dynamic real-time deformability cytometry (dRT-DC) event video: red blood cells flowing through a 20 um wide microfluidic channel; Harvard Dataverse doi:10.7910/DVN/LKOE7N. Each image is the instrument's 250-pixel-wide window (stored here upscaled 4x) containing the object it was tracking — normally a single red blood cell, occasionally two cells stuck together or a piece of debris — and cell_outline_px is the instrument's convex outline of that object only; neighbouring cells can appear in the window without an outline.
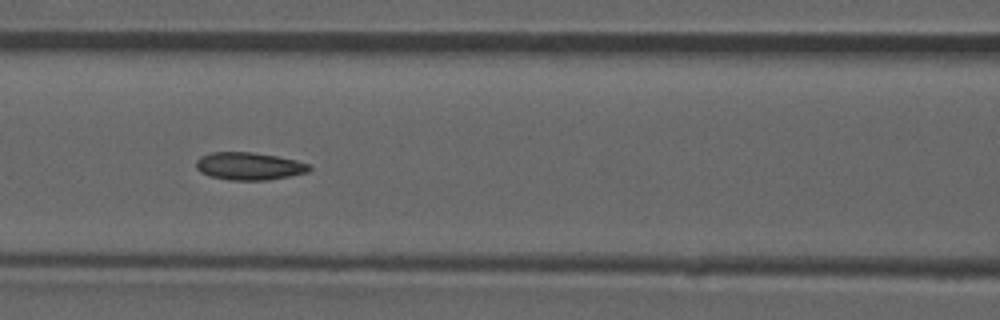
{"species": "common noctule bat (a hibernating species)", "species_latin": "Nyctalus noctula", "temperature_condition": "room temperature", "stored_images_in_passage": 3, "camera_frame_rate_fps": 3000, "um_per_image_px": 0.085, "animal": {"sex": "male", "forearm_length_mm": 52.5}, "frame": {"image": 1, "passage_image": 3, "time_ms": 3.0, "image_size_px": [1000, 320], "cell_outline_px": [[312, 168], [308, 172], [288, 176], [264, 180], [228, 180], [208, 176], [200, 172], [196, 168], [196, 160], [200, 156], [212, 152], [252, 152], [276, 156], [296, 160], [312, 164]], "centroid_in_image_um": [21.16, 14.12], "position_along_channel_um": 145.4, "area_um2": 18.32}}